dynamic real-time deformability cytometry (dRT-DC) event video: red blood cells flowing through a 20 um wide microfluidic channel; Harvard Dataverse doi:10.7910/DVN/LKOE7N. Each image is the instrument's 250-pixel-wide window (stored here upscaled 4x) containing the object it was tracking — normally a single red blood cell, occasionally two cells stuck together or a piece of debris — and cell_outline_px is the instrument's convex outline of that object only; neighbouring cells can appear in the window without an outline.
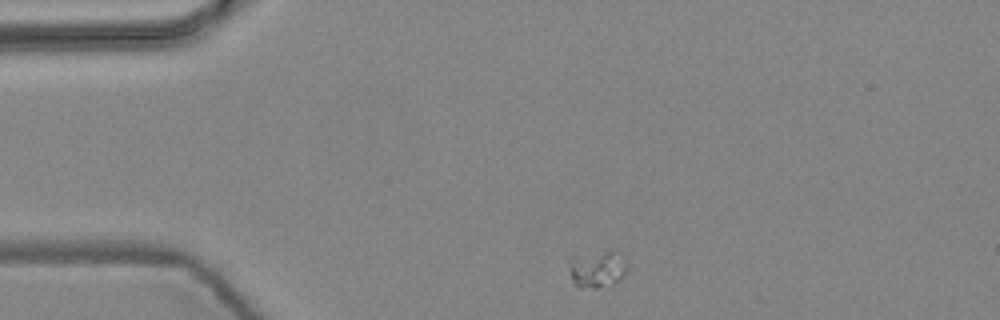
{"species": "common noctule bat (a hibernating species)", "species_latin": "Nyctalus noctula", "temperature_condition": "warm", "stored_images_in_passage": 2, "camera_frame_rate_fps": 3000, "um_per_image_px": 0.085, "animal": {"sex": "female", "body_mass_g": 24.6, "forearm_length_mm": 56.2}, "frame": {"image": 1, "passage_image": 1, "time_ms": 0.0, "image_size_px": [1000, 320], "cell_outline_px": [[628, 268], [620, 280], [612, 284], [596, 288], [580, 288], [572, 280], [568, 268], [568, 256], [608, 248], [616, 248], [624, 256], [628, 264]], "centroid_in_image_um": [50.77, 22.78], "position_along_channel_um": 34.2, "area_um2": 13.58}}